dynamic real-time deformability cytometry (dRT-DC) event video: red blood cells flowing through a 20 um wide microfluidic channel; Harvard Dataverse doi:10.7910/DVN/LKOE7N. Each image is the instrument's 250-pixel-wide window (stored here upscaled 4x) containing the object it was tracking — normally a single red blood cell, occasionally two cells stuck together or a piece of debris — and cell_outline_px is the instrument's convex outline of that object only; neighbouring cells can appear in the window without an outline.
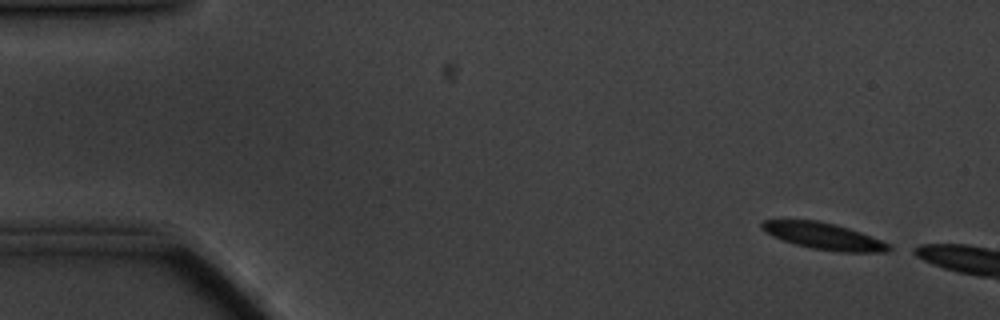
{"species": "common noctule bat (a hibernating species)", "species_latin": "Nyctalus noctula", "temperature_condition": "cold", "stored_images_in_passage": 15, "camera_frame_rate_fps": 3000, "um_per_image_px": 0.085, "animal": {"sex": "male", "body_mass_g": 20.1, "forearm_length_mm": 53.5}, "frame": {"image": 1, "passage_image": 2, "time_ms": 0.333, "image_size_px": [1000, 320], "cell_outline_px": [[896, 248], [888, 252], [844, 252], [812, 248], [796, 244], [772, 236], [764, 232], [760, 228], [760, 224], [764, 220], [820, 220], [836, 224], [860, 232], [892, 244]], "centroid_in_image_um": [70.07, 20.07], "position_along_channel_um": 14.9, "area_um2": 19.83}}
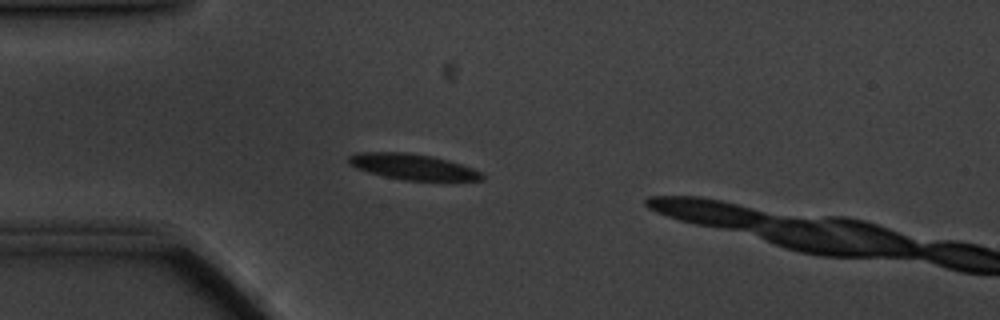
{"frame": {"image": 2, "passage_image": 13, "time_ms": 4.0, "image_size_px": [1000, 320], "cell_outline_px": [[484, 180], [404, 180], [384, 176], [368, 172], [356, 168], [348, 164], [348, 156], [364, 152], [404, 152], [432, 156], [448, 160], [472, 168], [480, 172], [484, 176]], "centroid_in_image_um": [35.06, 14.17], "position_along_channel_um": 49.9, "area_um2": 19.77}}